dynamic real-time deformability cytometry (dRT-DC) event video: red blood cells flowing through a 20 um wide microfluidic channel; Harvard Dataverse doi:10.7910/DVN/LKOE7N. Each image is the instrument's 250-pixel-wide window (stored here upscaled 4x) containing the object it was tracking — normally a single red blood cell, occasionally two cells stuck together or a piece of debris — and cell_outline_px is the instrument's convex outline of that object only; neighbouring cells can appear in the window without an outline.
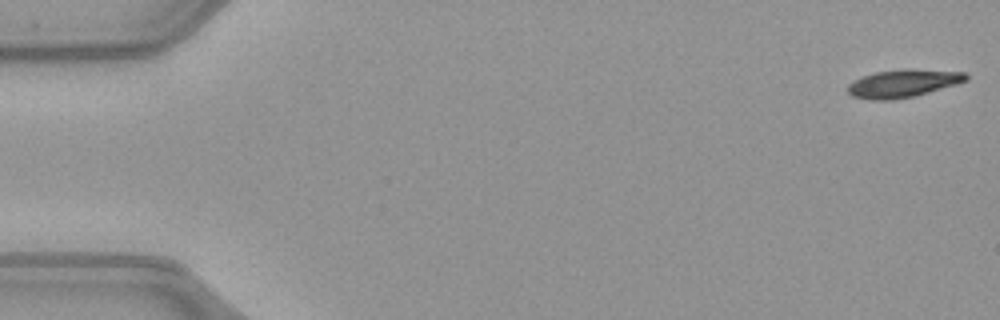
{"species": "common noctule bat (a hibernating species)", "species_latin": "Nyctalus noctula", "temperature_condition": "warm", "stored_images_in_passage": 49, "camera_frame_rate_fps": 3000, "um_per_image_px": 0.085, "animal": {"sex": "female", "body_mass_g": 21.9}, "frame": {"image": 1, "passage_image": 1, "time_ms": 0.0, "image_size_px": [1000, 320], "cell_outline_px": [[968, 80], [956, 84], [916, 96], [892, 100], [872, 100], [852, 96], [848, 92], [848, 84], [864, 76], [876, 72], [904, 68], [908, 68], [964, 72], [968, 76]], "centroid_in_image_um": [76.78, 7.09], "position_along_channel_um": 8.2, "area_um2": 19.19}}
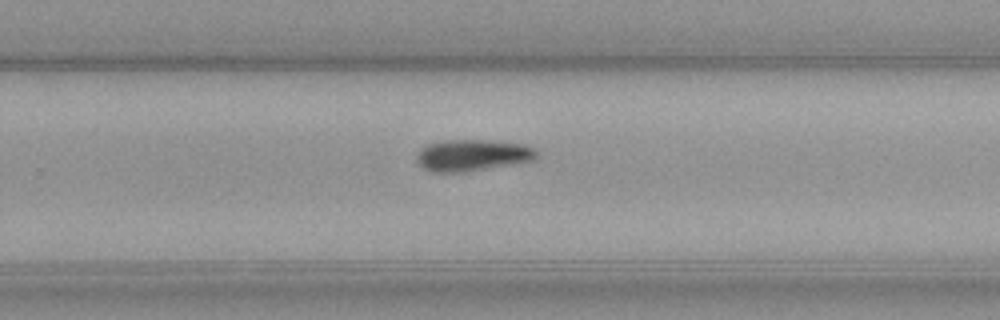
{"frame": {"image": 2, "passage_image": 33, "time_ms": 10.667, "image_size_px": [1000, 320], "cell_outline_px": [[536, 160], [468, 172], [432, 172], [424, 168], [416, 160], [416, 156], [420, 148], [428, 144], [448, 140], [484, 140], [524, 144], [532, 148], [536, 152]], "centroid_in_image_um": [40.14, 13.2], "position_along_channel_um": 289.7, "area_um2": 22.02}}
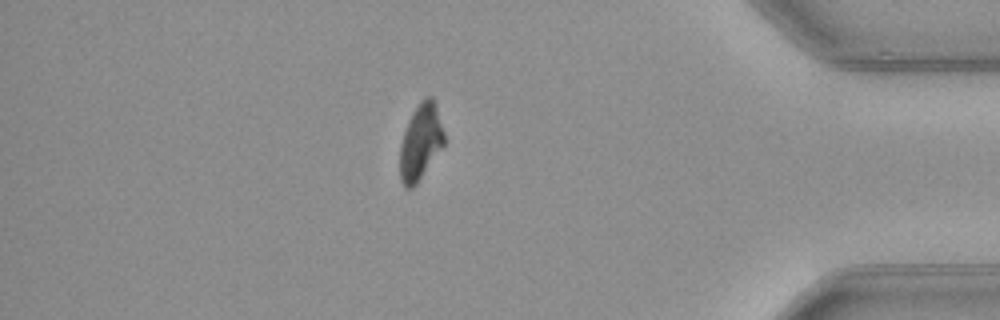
{"frame": {"image": 3, "passage_image": 44, "time_ms": 14.333, "image_size_px": [1000, 320], "cell_outline_px": [[444, 144], [416, 184], [412, 188], [404, 188], [400, 180], [400, 144], [404, 132], [412, 112], [420, 100], [424, 96], [432, 96], [436, 104], [444, 132]], "centroid_in_image_um": [35.74, 12.04], "position_along_channel_um": 399.5, "area_um2": 19.48}, "authors_computed_cell_mechanics": {"area_um2": 20.9236, "velocity_mm_per_s": 4.036, "shape_relaxation_time_tau1_ms": 4.8482, "shape_relaxation_time_tau2_ms": null, "deformation_change_tau1": 0.1521, "deformation_change_tau2": null}}